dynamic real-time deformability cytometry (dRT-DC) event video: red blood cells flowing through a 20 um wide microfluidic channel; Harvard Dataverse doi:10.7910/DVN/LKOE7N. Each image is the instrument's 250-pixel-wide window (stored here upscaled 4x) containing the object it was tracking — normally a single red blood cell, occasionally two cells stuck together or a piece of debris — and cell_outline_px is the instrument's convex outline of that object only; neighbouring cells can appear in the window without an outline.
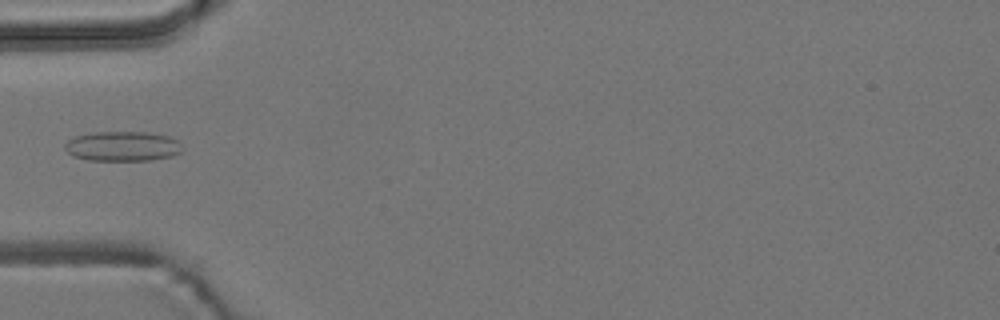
{"species": "common noctule bat (a hibernating species)", "species_latin": "Nyctalus noctula", "temperature_condition": "room temperature", "stored_images_in_passage": 6, "camera_frame_rate_fps": 3000, "um_per_image_px": 0.085, "animal": {"sex": "male", "body_mass_g": 19.2, "forearm_length_mm": 51.8}, "frame": {"image": 1, "passage_image": 5, "time_ms": 1.333, "image_size_px": [1000, 320], "cell_outline_px": [[180, 152], [172, 156], [148, 160], [88, 160], [72, 156], [64, 148], [64, 144], [68, 140], [76, 136], [92, 132], [144, 132], [168, 136], [176, 140]], "centroid_in_image_um": [10.34, 12.43], "position_along_channel_um": 74.7, "area_um2": 20.11}}